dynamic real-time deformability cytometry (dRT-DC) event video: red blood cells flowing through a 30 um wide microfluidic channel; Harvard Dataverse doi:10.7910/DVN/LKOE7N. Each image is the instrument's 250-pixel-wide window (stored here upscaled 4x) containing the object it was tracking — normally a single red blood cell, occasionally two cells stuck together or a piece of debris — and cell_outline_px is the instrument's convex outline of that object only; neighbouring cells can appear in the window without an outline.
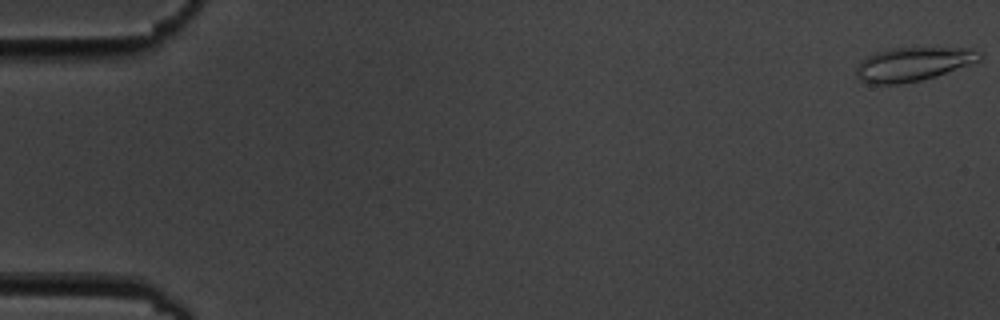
{"species": "common noctule bat (a hibernating species)", "species_latin": "Nyctalus noctula", "temperature_condition": "cold", "stored_images_in_passage": 6, "camera_frame_rate_fps": 3000, "um_per_image_px": 0.085, "animal": {"sex": "male", "body_mass_g": 19.5, "forearm_length_mm": 54.6}, "frame": {"image": 1, "passage_image": 1, "time_ms": 0.0, "image_size_px": [1000, 320], "cell_outline_px": [[980, 60], [936, 76], [904, 84], [868, 84], [860, 80], [856, 76], [856, 68], [860, 60], [876, 52], [888, 48], [968, 48], [980, 52]], "centroid_in_image_um": [77.54, 5.46], "position_along_channel_um": 7.5, "area_um2": 24.22}}